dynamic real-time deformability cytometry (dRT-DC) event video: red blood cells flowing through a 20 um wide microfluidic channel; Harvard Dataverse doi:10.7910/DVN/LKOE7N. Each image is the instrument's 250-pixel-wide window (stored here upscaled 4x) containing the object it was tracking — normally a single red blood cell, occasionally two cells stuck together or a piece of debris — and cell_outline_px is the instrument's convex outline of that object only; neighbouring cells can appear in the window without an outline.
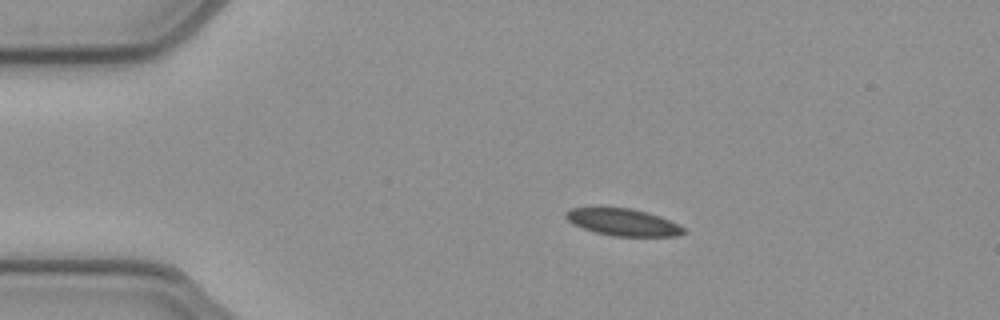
{"species": "common noctule bat (a hibernating species)", "species_latin": "Nyctalus noctula", "temperature_condition": "cold", "stored_images_in_passage": 43, "camera_frame_rate_fps": 3000, "um_per_image_px": 0.085, "animal": {"sex": "female", "body_mass_g": 21.9}, "frame": {"image": 1, "passage_image": 1, "time_ms": 0.0, "image_size_px": [1000, 320], "cell_outline_px": [[688, 232], [676, 236], [612, 236], [596, 232], [572, 224], [564, 216], [564, 212], [572, 208], [632, 208], [660, 216], [684, 228]], "centroid_in_image_um": [52.95, 18.89], "position_along_channel_um": 32.1, "area_um2": 18.38}}
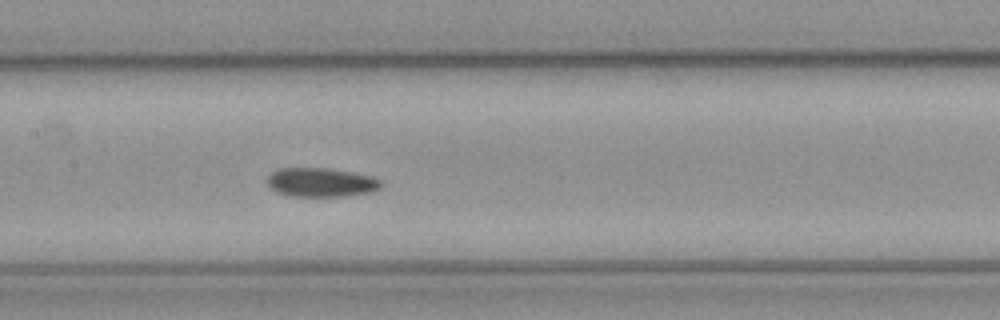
{"frame": {"image": 2, "passage_image": 16, "time_ms": 5.0, "image_size_px": [1000, 320], "cell_outline_px": [[384, 184], [380, 188], [372, 192], [344, 196], [288, 196], [276, 192], [268, 184], [268, 176], [272, 172], [280, 168], [324, 168], [352, 172], [372, 176], [380, 180]], "centroid_in_image_um": [27.31, 15.5], "position_along_channel_um": 180.1, "area_um2": 19.25}}
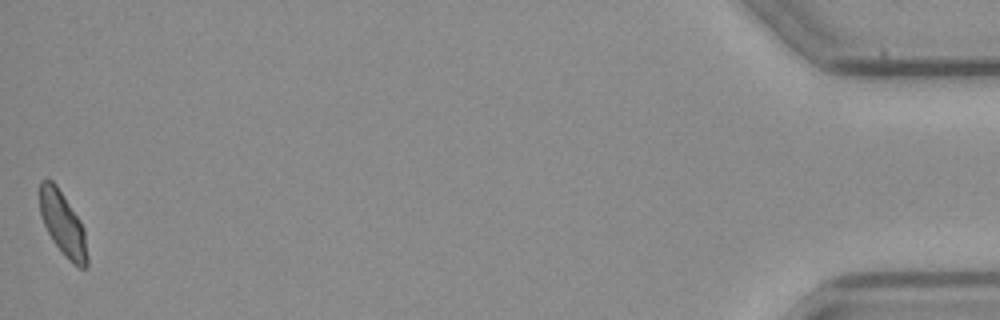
{"frame": {"image": 3, "passage_image": 43, "time_ms": 14.0, "image_size_px": [1000, 320], "cell_outline_px": [[88, 268], [80, 268], [72, 264], [64, 256], [52, 240], [40, 216], [40, 180], [52, 180], [56, 184], [80, 220], [84, 228], [88, 256]], "centroid_in_image_um": [5.36, 19.07], "position_along_channel_um": 429.8, "area_um2": 17.8}, "authors_computed_cell_mechanics": {"area_um2": 19.0162, "velocity_mm_per_s": 3.9064, "shape_relaxation_time_tau1_ms": null, "shape_relaxation_time_tau2_ms": 8.4985, "deformation_change_tau1": null, "deformation_change_tau2": 0.1265}}